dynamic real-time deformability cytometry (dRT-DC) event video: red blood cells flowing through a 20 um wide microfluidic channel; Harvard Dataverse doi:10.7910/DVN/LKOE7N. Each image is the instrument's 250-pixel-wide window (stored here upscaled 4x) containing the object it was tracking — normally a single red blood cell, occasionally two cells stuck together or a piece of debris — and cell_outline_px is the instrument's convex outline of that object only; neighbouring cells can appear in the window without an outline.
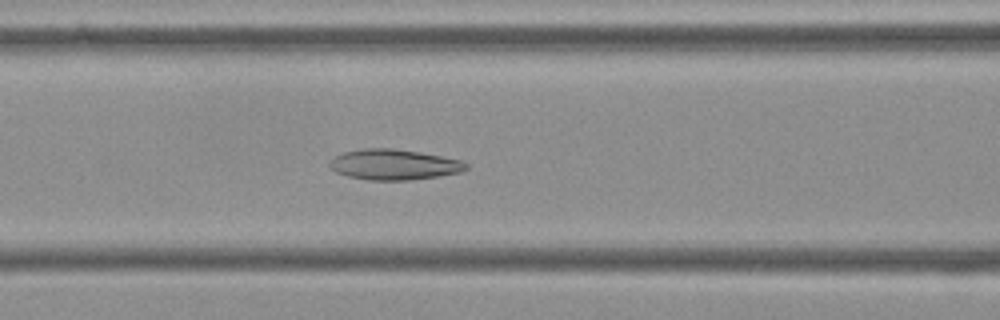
{"species": "Egyptian fruit bat (a non-hibernating species)", "species_latin": "Rousettus aegyptiacus", "temperature_condition": "cold", "stored_images_in_passage": 42, "camera_frame_rate_fps": 3000, "um_per_image_px": 0.085, "frame": {"image": 1, "passage_image": 10, "time_ms": 3.0, "image_size_px": [1000, 320], "cell_outline_px": [[468, 168], [460, 172], [440, 176], [408, 180], [368, 180], [348, 176], [336, 172], [328, 168], [328, 164], [336, 156], [344, 152], [360, 148], [392, 148], [420, 152], [460, 160], [468, 164]], "centroid_in_image_um": [33.46, 13.99], "position_along_channel_um": 133.1, "area_um2": 24.28}}
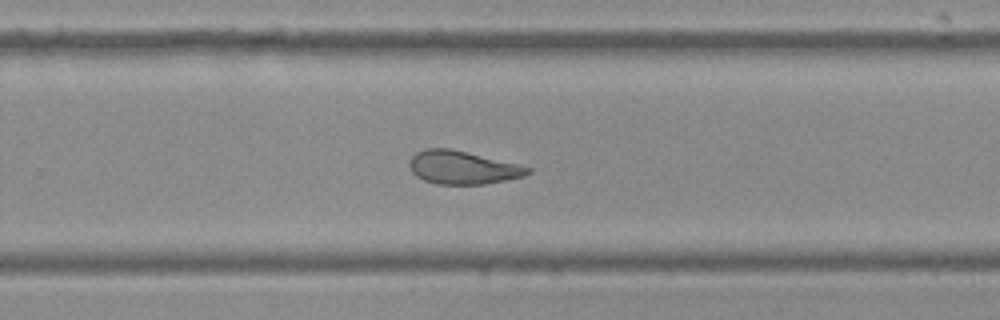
{"frame": {"image": 2, "passage_image": 23, "time_ms": 7.333, "image_size_px": [1000, 320], "cell_outline_px": [[532, 172], [524, 176], [484, 184], [436, 184], [424, 180], [416, 176], [412, 172], [408, 164], [408, 160], [416, 152], [424, 148], [452, 148], [520, 164], [532, 168]], "centroid_in_image_um": [39.31, 14.22], "position_along_channel_um": 290.5, "area_um2": 23.18}}
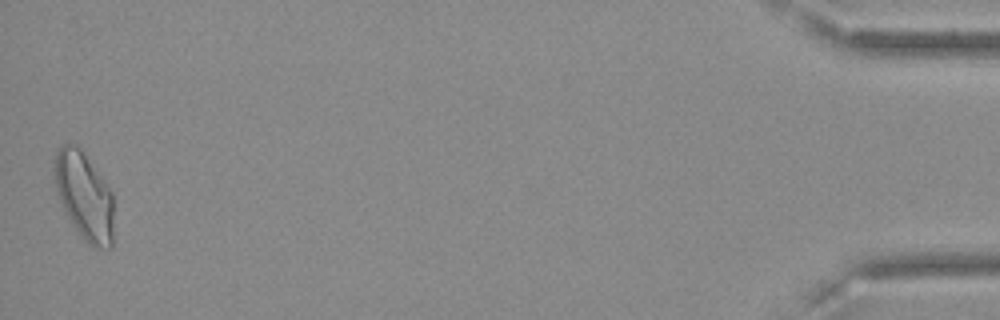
{"frame": {"image": 3, "passage_image": 42, "time_ms": 13.667, "image_size_px": [1000, 320], "cell_outline_px": [[112, 248], [92, 248], [80, 236], [72, 224], [60, 200], [56, 188], [52, 172], [52, 168], [56, 148], [64, 144], [76, 144], [80, 148], [112, 192]], "centroid_in_image_um": [7.12, 16.65], "position_along_channel_um": 428.1, "area_um2": 30.29}, "authors_computed_cell_mechanics": {"area_um2": 24.276, "velocity_mm_per_s": 3.635, "shape_relaxation_time_tau1_ms": null, "shape_relaxation_time_tau2_ms": 2.6291, "deformation_change_tau1": null, "deformation_change_tau2": 0.1048}}